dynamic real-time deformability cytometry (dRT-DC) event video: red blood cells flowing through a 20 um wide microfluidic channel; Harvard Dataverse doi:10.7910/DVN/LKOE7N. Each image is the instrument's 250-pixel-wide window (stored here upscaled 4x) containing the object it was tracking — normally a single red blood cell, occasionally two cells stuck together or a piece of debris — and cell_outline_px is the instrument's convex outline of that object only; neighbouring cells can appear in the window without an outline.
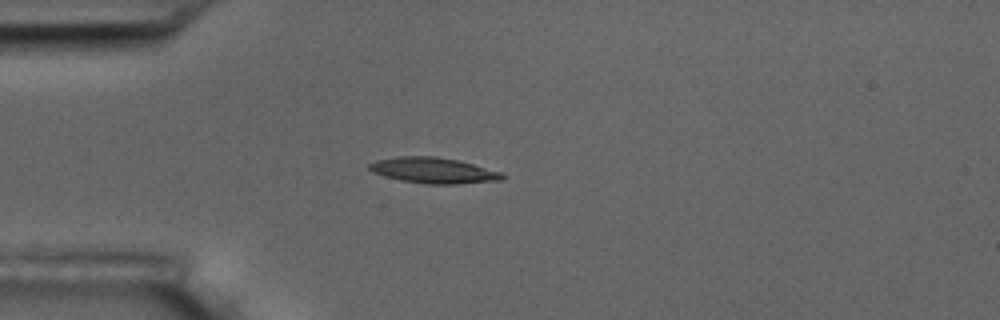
{"species": "common noctule bat (a hibernating species)", "species_latin": "Nyctalus noctula", "temperature_condition": "room temperature", "stored_images_in_passage": 3, "camera_frame_rate_fps": 3000, "um_per_image_px": 0.085, "animal": {"sex": "male", "body_mass_g": 17.5, "forearm_length_mm": 52.3}, "frame": {"image": 1, "passage_image": 3, "time_ms": 2.333, "image_size_px": [1000, 320], "cell_outline_px": [[508, 176], [504, 180], [456, 184], [424, 184], [400, 180], [384, 176], [372, 172], [368, 168], [368, 164], [376, 160], [396, 156], [436, 156], [460, 160], [504, 172]], "centroid_in_image_um": [36.9, 14.48], "position_along_channel_um": 48.1, "area_um2": 20.46}}